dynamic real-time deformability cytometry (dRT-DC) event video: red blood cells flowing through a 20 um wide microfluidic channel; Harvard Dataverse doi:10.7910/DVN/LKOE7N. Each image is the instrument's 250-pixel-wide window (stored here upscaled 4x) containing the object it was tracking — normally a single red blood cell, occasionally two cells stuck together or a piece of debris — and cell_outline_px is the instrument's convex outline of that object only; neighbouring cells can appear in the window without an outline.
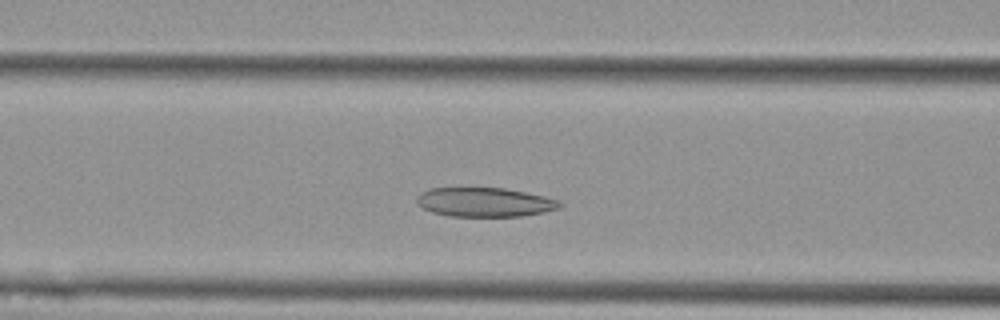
{"species": "Egyptian fruit bat (a non-hibernating species)", "species_latin": "Rousettus aegyptiacus", "temperature_condition": "cold", "stored_images_in_passage": 45, "camera_frame_rate_fps": 3000, "um_per_image_px": 0.085, "animal": {"sex": "female"}, "frame": {"image": 1, "passage_image": 13, "time_ms": 4.0, "image_size_px": [1000, 320], "cell_outline_px": [[564, 204], [560, 208], [544, 212], [524, 216], [448, 216], [432, 212], [416, 204], [416, 196], [420, 192], [432, 188], [504, 188], [544, 196], [560, 200]], "centroid_in_image_um": [41.2, 17.19], "position_along_channel_um": 125.4, "area_um2": 24.45}}
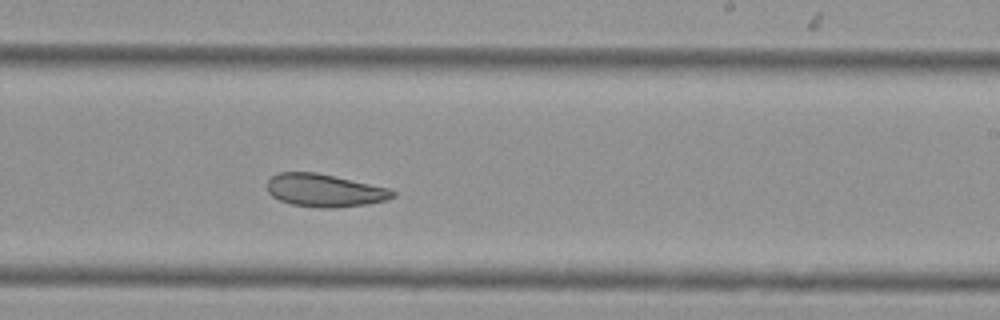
{"frame": {"image": 2, "passage_image": 24, "time_ms": 7.667, "image_size_px": [1000, 320], "cell_outline_px": [[396, 196], [388, 200], [368, 204], [336, 208], [320, 208], [292, 204], [280, 200], [272, 196], [268, 192], [268, 180], [272, 176], [280, 172], [316, 172], [388, 188], [396, 192]], "centroid_in_image_um": [27.61, 16.19], "position_along_channel_um": 261.4, "area_um2": 23.99}}
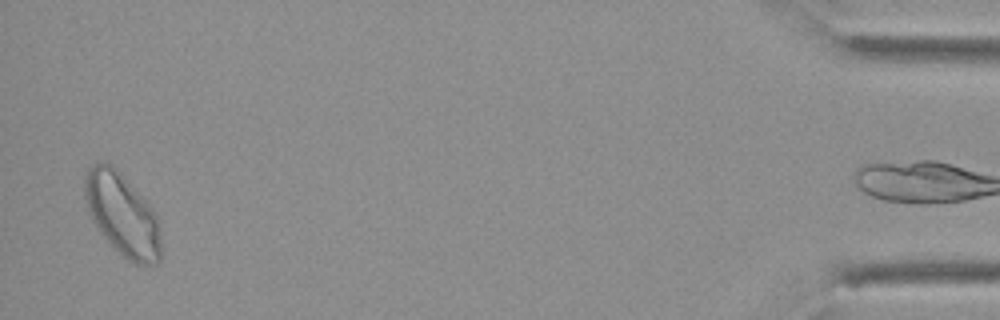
{"frame": {"image": 3, "passage_image": 44, "time_ms": 14.333, "image_size_px": [1000, 320], "cell_outline_px": [[160, 260], [156, 264], [136, 264], [128, 260], [100, 232], [92, 220], [84, 196], [84, 176], [88, 168], [100, 160], [104, 160], [112, 164], [120, 172], [152, 208], [156, 216], [160, 236]], "centroid_in_image_um": [10.37, 18.19], "position_along_channel_um": 424.8, "area_um2": 36.24}}